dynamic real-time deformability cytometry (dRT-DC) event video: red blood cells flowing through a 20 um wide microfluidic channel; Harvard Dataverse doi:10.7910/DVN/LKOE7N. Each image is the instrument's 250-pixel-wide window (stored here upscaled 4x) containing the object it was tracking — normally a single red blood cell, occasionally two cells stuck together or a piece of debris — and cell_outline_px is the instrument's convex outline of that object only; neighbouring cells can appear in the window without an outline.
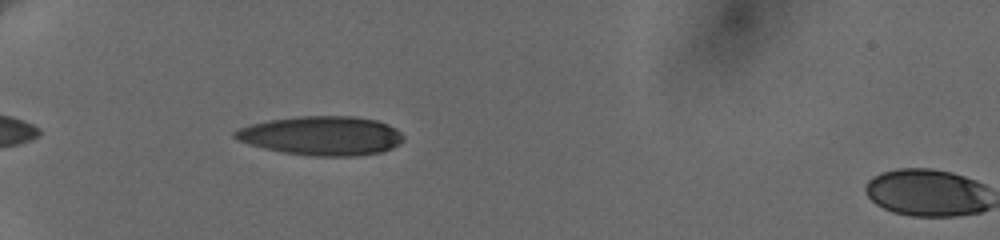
{"species": "human", "species_latin": "Homo sapiens", "temperature_condition": "cold", "stored_images_in_passage": 5, "camera_frame_rate_fps": 3000, "um_per_image_px": 0.085, "donor": {"sex": "female"}, "frame": {"image": 1, "passage_image": 3, "time_ms": 1.667, "image_size_px": [1000, 240], "cell_outline_px": [[404, 140], [400, 144], [392, 148], [380, 152], [356, 156], [316, 156], [284, 152], [264, 148], [236, 140], [232, 136], [232, 132], [240, 128], [252, 124], [268, 120], [300, 116], [356, 116], [376, 120], [388, 124], [396, 128], [404, 136]], "centroid_in_image_um": [27.36, 11.53], "position_along_channel_um": 57.6, "area_um2": 38.44}}
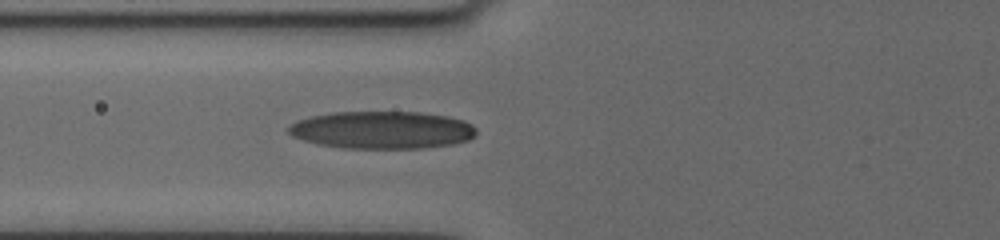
{"frame": {"image": 2, "passage_image": 5, "time_ms": 3.333, "image_size_px": [1000, 240], "cell_outline_px": [[476, 136], [468, 140], [452, 144], [420, 148], [344, 148], [316, 144], [292, 136], [288, 132], [288, 128], [296, 120], [312, 116], [332, 112], [420, 112], [448, 116], [464, 120], [472, 124], [476, 128]], "centroid_in_image_um": [32.49, 11.04], "position_along_channel_um": 93.3, "area_um2": 41.21}}